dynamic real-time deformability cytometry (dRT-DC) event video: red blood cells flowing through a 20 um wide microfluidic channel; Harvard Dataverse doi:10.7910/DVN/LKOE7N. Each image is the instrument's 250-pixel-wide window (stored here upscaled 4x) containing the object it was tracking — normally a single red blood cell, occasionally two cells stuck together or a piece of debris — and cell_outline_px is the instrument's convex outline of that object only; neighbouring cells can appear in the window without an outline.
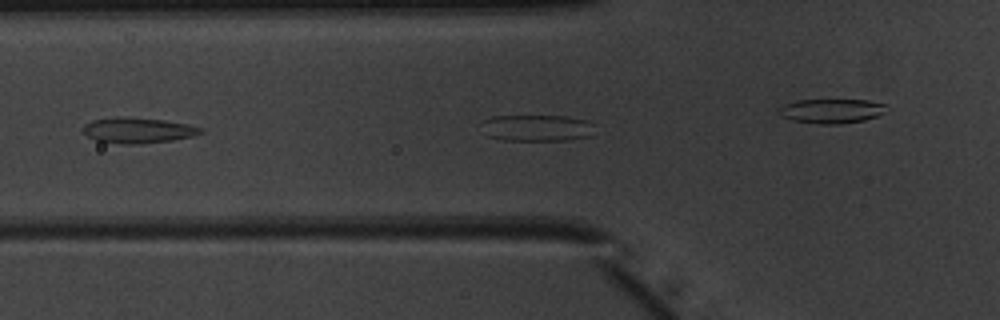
{"species": "common noctule bat (a hibernating species)", "species_latin": "Nyctalus noctula", "temperature_condition": "warm", "stored_images_in_passage": 11, "camera_frame_rate_fps": 3000, "um_per_image_px": 0.085, "animal": {"sex": "male", "body_mass_g": 20.1, "forearm_length_mm": 53.5}, "frame": {"image": 1, "passage_image": 5, "time_ms": 1.333, "image_size_px": [1000, 320], "cell_outline_px": [[596, 124], [588, 136], [572, 140], [500, 140], [488, 136], [480, 120], [492, 116], [568, 116], [588, 120]], "centroid_in_image_um": [45.64, 10.86], "position_along_channel_um": 80.2, "area_um2": 17.63}}